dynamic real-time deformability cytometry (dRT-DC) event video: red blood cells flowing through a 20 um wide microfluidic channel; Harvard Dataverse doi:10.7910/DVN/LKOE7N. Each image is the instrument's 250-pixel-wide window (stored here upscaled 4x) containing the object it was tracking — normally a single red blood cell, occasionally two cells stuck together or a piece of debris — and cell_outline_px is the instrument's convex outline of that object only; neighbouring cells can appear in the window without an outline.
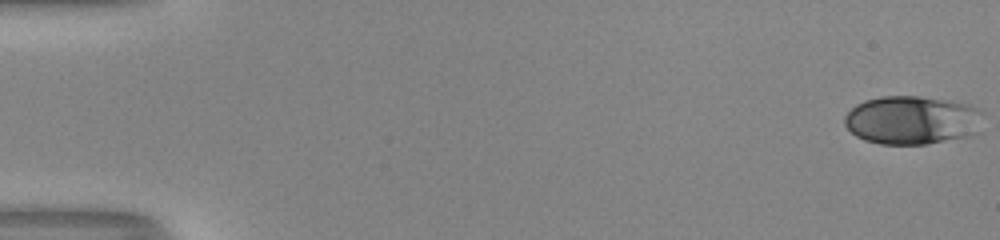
{"species": "human", "species_latin": "Homo sapiens", "temperature_condition": "room temperature", "stored_images_in_passage": 52, "camera_frame_rate_fps": 3000, "um_per_image_px": 0.085, "donor": {"sex": "male"}, "frame": {"image": 1, "passage_image": 1, "time_ms": 0.0, "image_size_px": [1000, 240], "cell_outline_px": [[984, 112], [980, 132], [968, 136], [924, 144], [880, 144], [864, 140], [856, 136], [844, 124], [844, 116], [856, 104], [864, 100], [880, 96], [920, 96], [948, 100], [968, 104], [980, 108]], "centroid_in_image_um": [77.56, 10.2], "position_along_channel_um": 7.4, "area_um2": 39.65}}
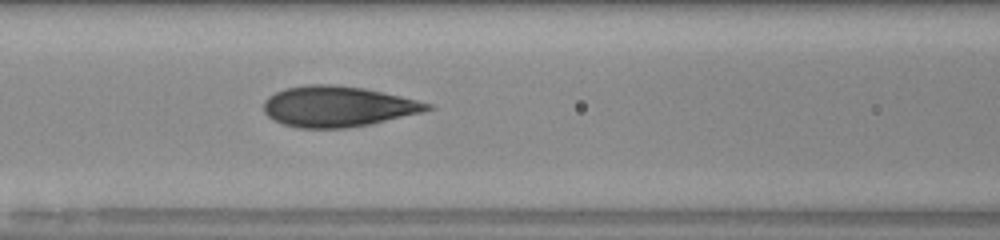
{"frame": {"image": 2, "passage_image": 24, "time_ms": 7.667, "image_size_px": [1000, 240], "cell_outline_px": [[436, 108], [372, 124], [348, 128], [296, 128], [272, 120], [264, 112], [264, 100], [268, 96], [284, 88], [308, 84], [332, 84], [364, 88], [400, 96], [432, 104]], "centroid_in_image_um": [28.67, 9.05], "position_along_channel_um": 137.9, "area_um2": 38.84}}
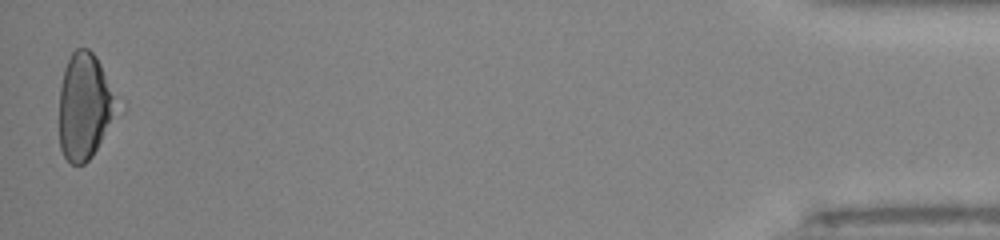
{"frame": {"image": 3, "passage_image": 52, "time_ms": 17.0, "image_size_px": [1000, 240], "cell_outline_px": [[112, 96], [108, 120], [100, 140], [92, 156], [84, 164], [72, 164], [64, 156], [60, 148], [60, 88], [64, 68], [72, 52], [76, 48], [88, 48], [96, 56], [100, 64]], "centroid_in_image_um": [7.05, 9.02], "position_along_channel_um": 428.2, "area_um2": 33.29}, "authors_computed_cell_mechanics": {"area_um2": 37.9457, "velocity_mm_per_s": 4.0989, "shape_relaxation_time_tau1_ms": 5.6272, "shape_relaxation_time_tau2_ms": 1.1171, "deformation_change_tau1": 0.1812, "deformation_change_tau2": 0.0564}}